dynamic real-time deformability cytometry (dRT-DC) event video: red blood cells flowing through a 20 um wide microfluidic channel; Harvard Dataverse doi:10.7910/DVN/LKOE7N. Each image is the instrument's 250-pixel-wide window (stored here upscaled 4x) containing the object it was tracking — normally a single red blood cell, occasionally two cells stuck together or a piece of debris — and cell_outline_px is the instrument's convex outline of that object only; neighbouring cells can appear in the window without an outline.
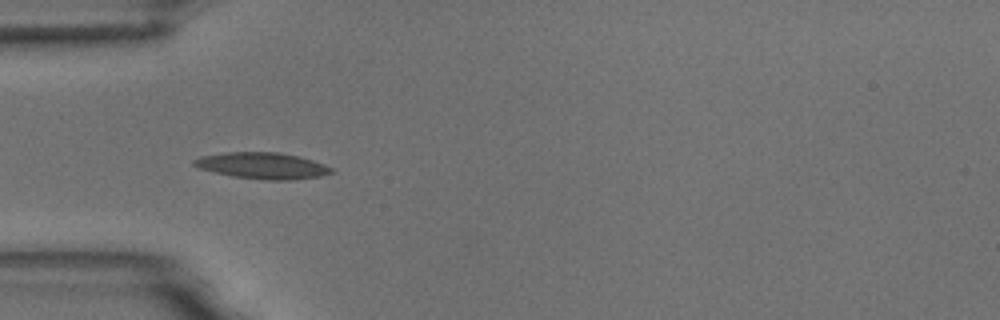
{"species": "common noctule bat (a hibernating species)", "species_latin": "Nyctalus noctula", "temperature_condition": "room temperature", "stored_images_in_passage": 4, "camera_frame_rate_fps": 3000, "um_per_image_px": 0.085, "animal": {"sex": "male", "body_mass_g": 18.8}, "frame": {"image": 1, "passage_image": 1, "time_ms": 0.0, "image_size_px": [1000, 320], "cell_outline_px": [[336, 172], [320, 176], [292, 180], [264, 180], [232, 176], [200, 168], [192, 164], [192, 160], [200, 156], [228, 152], [280, 152], [300, 156], [324, 164], [332, 168]], "centroid_in_image_um": [22.34, 14.08], "position_along_channel_um": 62.7, "area_um2": 21.15}}